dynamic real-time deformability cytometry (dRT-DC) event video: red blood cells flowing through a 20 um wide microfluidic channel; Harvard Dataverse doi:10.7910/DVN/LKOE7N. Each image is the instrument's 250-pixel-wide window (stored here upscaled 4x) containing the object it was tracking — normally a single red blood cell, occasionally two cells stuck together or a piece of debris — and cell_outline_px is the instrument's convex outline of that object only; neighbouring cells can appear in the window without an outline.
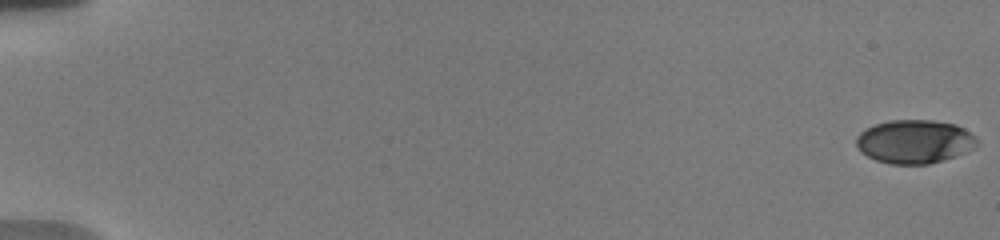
{"species": "human", "species_latin": "Homo sapiens", "temperature_condition": "warm", "stored_images_in_passage": 16, "camera_frame_rate_fps": 3000, "um_per_image_px": 0.085, "donor": {"sex": "male"}, "frame": {"image": 1, "passage_image": 1, "time_ms": 0.0, "image_size_px": [1000, 240], "cell_outline_px": [[980, 144], [964, 152], [928, 164], [888, 164], [876, 160], [860, 152], [856, 144], [856, 136], [860, 132], [876, 124], [888, 120], [932, 120], [956, 124], [964, 128], [976, 136]], "centroid_in_image_um": [77.73, 12.02], "position_along_channel_um": 7.3, "area_um2": 30.63}}
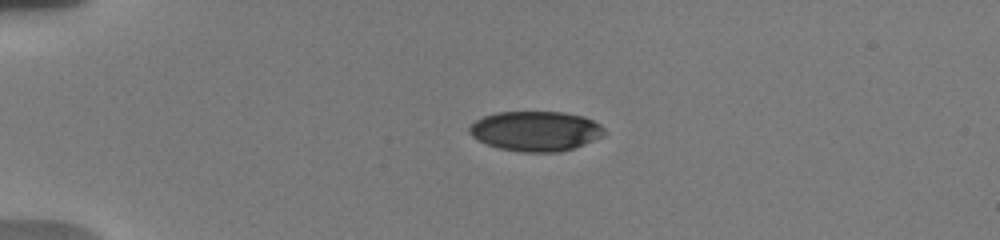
{"frame": {"image": 2, "passage_image": 11, "time_ms": 4.667, "image_size_px": [1000, 240], "cell_outline_px": [[608, 132], [604, 136], [584, 144], [572, 148], [556, 152], [520, 152], [500, 148], [488, 144], [472, 136], [468, 132], [468, 128], [476, 120], [484, 116], [496, 112], [564, 112], [584, 116], [600, 124]], "centroid_in_image_um": [45.56, 11.13], "position_along_channel_um": 39.4, "area_um2": 31.39}}